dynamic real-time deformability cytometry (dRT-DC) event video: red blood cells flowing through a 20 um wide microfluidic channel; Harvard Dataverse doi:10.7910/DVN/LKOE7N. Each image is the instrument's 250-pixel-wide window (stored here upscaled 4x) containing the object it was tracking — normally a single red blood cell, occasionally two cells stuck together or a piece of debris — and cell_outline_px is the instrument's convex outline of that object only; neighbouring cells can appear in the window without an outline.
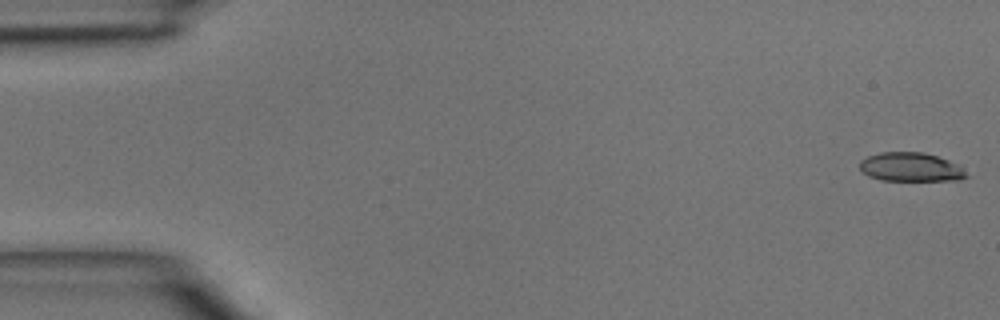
{"species": "common noctule bat (a hibernating species)", "species_latin": "Nyctalus noctula", "temperature_condition": "room temperature", "stored_images_in_passage": 45, "camera_frame_rate_fps": 3000, "um_per_image_px": 0.085, "animal": {"sex": "male", "body_mass_g": 15.6}, "frame": {"image": 1, "passage_image": 1, "time_ms": 0.0, "image_size_px": [1000, 320], "cell_outline_px": [[968, 176], [960, 180], [880, 180], [868, 176], [860, 168], [860, 160], [868, 156], [880, 152], [924, 152], [960, 164]], "centroid_in_image_um": [77.43, 14.2], "position_along_channel_um": 7.6, "area_um2": 17.98}}
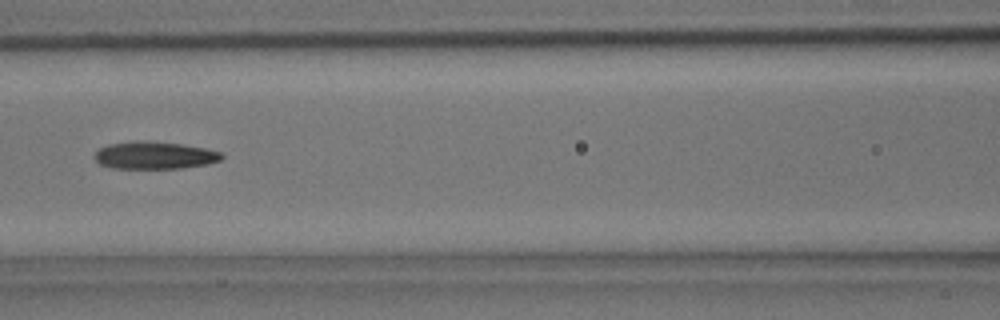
{"frame": {"image": 2, "passage_image": 20, "time_ms": 6.333, "image_size_px": [1000, 320], "cell_outline_px": [[224, 156], [220, 160], [208, 164], [180, 168], [112, 168], [100, 164], [92, 156], [100, 148], [108, 144], [180, 144], [204, 148], [220, 152]], "centroid_in_image_um": [13.16, 13.26], "position_along_channel_um": 153.4, "area_um2": 19.13}}
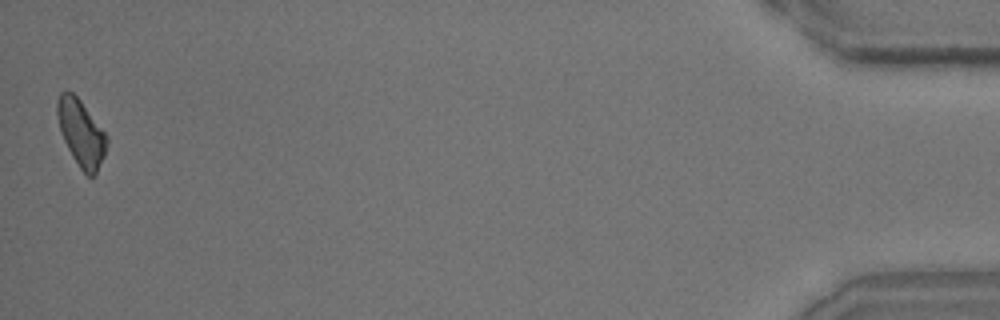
{"frame": {"image": 3, "passage_image": 45, "time_ms": 14.667, "image_size_px": [1000, 320], "cell_outline_px": [[108, 144], [104, 156], [96, 172], [92, 176], [88, 176], [80, 168], [72, 156], [64, 140], [56, 116], [56, 100], [60, 92], [72, 92], [80, 100], [104, 132], [108, 140]], "centroid_in_image_um": [6.88, 11.29], "position_along_channel_um": 428.3, "area_um2": 18.84}}